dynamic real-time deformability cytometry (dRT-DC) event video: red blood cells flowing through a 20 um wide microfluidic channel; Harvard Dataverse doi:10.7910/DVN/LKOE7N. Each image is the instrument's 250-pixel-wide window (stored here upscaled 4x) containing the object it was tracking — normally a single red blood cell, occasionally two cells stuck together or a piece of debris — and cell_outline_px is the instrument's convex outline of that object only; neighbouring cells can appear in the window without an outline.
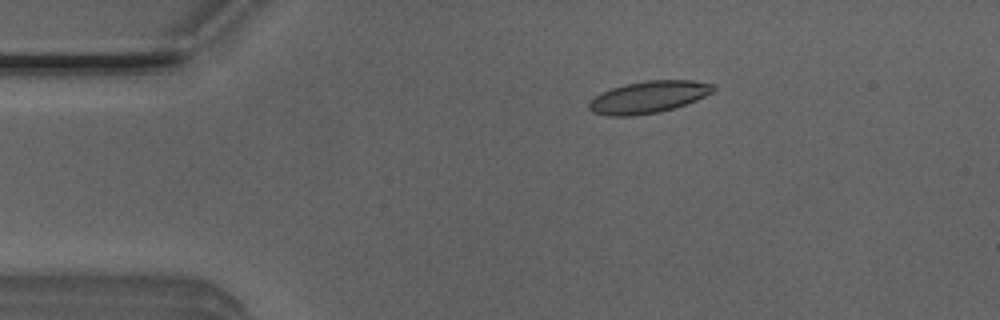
{"species": "Egyptian fruit bat (a non-hibernating species)", "species_latin": "Rousettus aegyptiacus", "temperature_condition": "room temperature", "stored_images_in_passage": 45, "camera_frame_rate_fps": 3000, "um_per_image_px": 0.085, "animal": {"sex": "male"}, "frame": {"image": 1, "passage_image": 2, "time_ms": 0.333, "image_size_px": [1000, 320], "cell_outline_px": [[716, 88], [712, 92], [696, 100], [660, 112], [632, 116], [608, 116], [592, 112], [588, 108], [588, 100], [600, 92], [624, 84], [648, 80], [692, 80], [716, 84]], "centroid_in_image_um": [55.08, 8.25], "position_along_channel_um": 29.9, "area_um2": 23.35}}
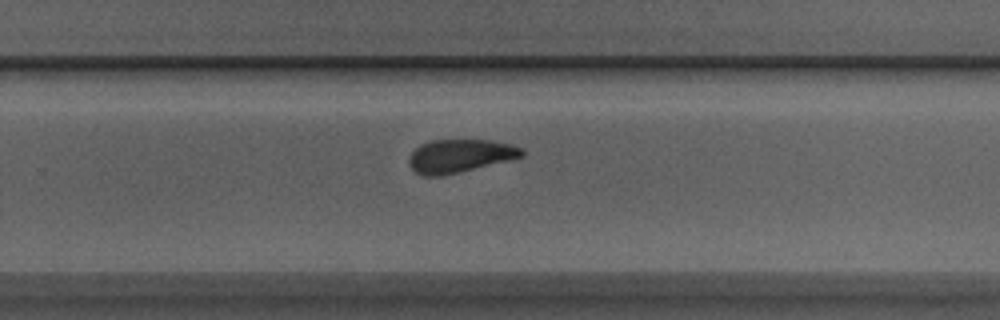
{"frame": {"image": 2, "passage_image": 26, "time_ms": 8.333, "image_size_px": [1000, 320], "cell_outline_px": [[524, 156], [460, 172], [440, 176], [424, 176], [416, 172], [408, 164], [408, 160], [412, 152], [420, 144], [432, 140], [492, 140], [512, 144], [520, 148], [524, 152]], "centroid_in_image_um": [39.07, 13.25], "position_along_channel_um": 290.7, "area_um2": 21.73}}
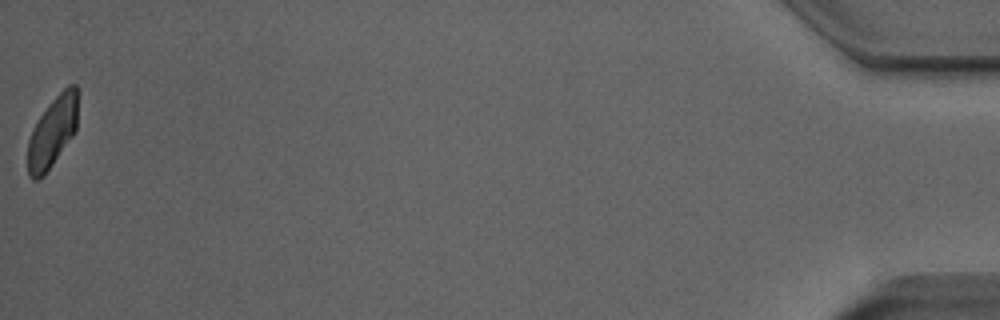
{"frame": {"image": 3, "passage_image": 45, "time_ms": 14.667, "image_size_px": [1000, 320], "cell_outline_px": [[76, 132], [44, 176], [36, 180], [32, 180], [28, 176], [28, 140], [40, 116], [52, 100], [68, 84], [76, 84]], "centroid_in_image_um": [4.45, 11.26], "position_along_channel_um": 430.8, "area_um2": 20.29}, "authors_computed_cell_mechanics": {"area_um2": 22.542, "velocity_mm_per_s": 3.8759, "shape_relaxation_time_tau1_ms": 5.2549, "shape_relaxation_time_tau2_ms": 1.8702, "deformation_change_tau1": 0.1296, "deformation_change_tau2": 0.075}}